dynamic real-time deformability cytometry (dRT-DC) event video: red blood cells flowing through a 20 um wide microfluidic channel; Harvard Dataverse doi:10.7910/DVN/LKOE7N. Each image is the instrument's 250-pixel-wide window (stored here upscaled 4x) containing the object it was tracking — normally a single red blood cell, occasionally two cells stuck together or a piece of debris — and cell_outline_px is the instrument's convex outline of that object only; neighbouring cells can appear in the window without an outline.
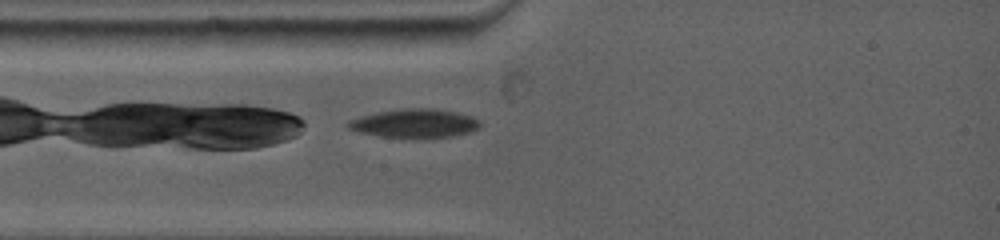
{"species": "common noctule bat (a hibernating species)", "species_latin": "Nyctalus noctula", "temperature_condition": "warm", "stored_images_in_passage": 1, "camera_frame_rate_fps": 5000, "um_per_image_px": 0.085, "animal": {"sex": "female", "body_mass_g": 19.0, "forearm_length_mm": 53.3}, "frame": {"image": 1, "passage_image": 1, "time_ms": 0.0, "image_size_px": [1000, 240], "cell_outline_px": [[480, 128], [468, 132], [452, 136], [380, 136], [360, 132], [348, 128], [344, 124], [348, 120], [360, 116], [376, 112], [404, 108], [432, 108], [456, 112], [472, 116], [480, 120]], "centroid_in_image_um": [35.22, 10.45], "position_along_channel_um": 49.8, "area_um2": 21.68}}